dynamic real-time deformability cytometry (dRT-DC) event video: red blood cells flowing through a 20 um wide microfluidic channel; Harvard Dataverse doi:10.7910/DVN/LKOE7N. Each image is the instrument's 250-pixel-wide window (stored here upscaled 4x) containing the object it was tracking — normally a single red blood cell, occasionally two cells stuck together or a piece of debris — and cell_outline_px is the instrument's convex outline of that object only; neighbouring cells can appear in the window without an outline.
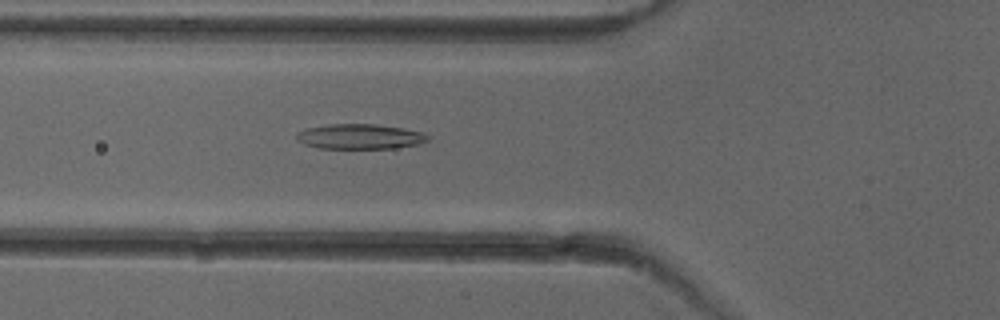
{"species": "common noctule bat (a hibernating species)", "species_latin": "Nyctalus noctula", "temperature_condition": "cold", "stored_images_in_passage": 52, "camera_frame_rate_fps": 3000, "um_per_image_px": 0.085, "animal": {"sex": "female"}, "frame": {"image": 1, "passage_image": 19, "time_ms": 6.0, "image_size_px": [1000, 320], "cell_outline_px": [[428, 140], [416, 144], [396, 148], [320, 148], [304, 144], [296, 140], [296, 132], [308, 128], [328, 124], [376, 124], [404, 128], [424, 132], [428, 136]], "centroid_in_image_um": [30.57, 11.6], "position_along_channel_um": 95.2, "area_um2": 19.13}}
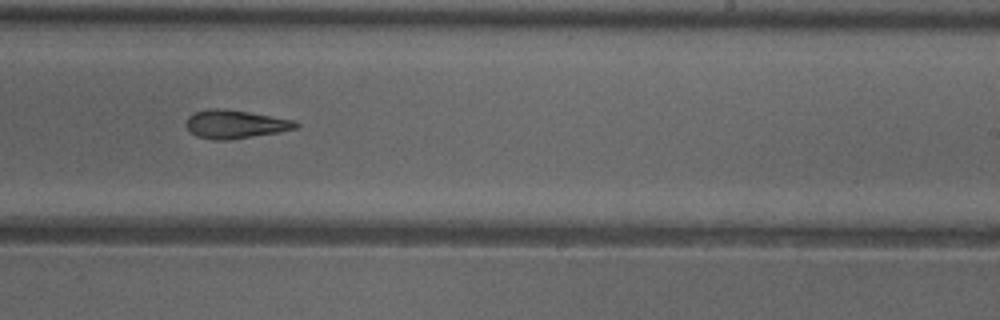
{"frame": {"image": 2, "passage_image": 32, "time_ms": 10.333, "image_size_px": [1000, 320], "cell_outline_px": [[300, 124], [296, 128], [280, 132], [224, 140], [212, 140], [196, 136], [184, 124], [188, 116], [196, 112], [208, 108], [216, 108], [248, 112], [292, 120]], "centroid_in_image_um": [19.95, 10.56], "position_along_channel_um": 269.0, "area_um2": 17.86}}
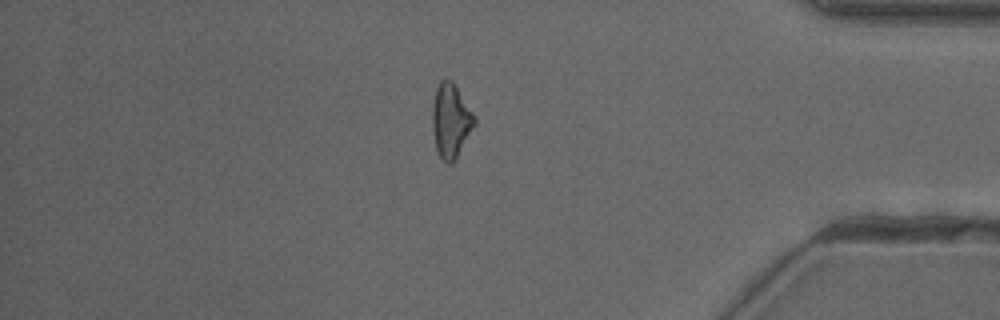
{"frame": {"image": 3, "passage_image": 44, "time_ms": 14.333, "image_size_px": [1000, 320], "cell_outline_px": [[476, 124], [452, 164], [448, 164], [440, 156], [436, 148], [432, 128], [432, 104], [436, 88], [440, 80], [452, 80], [472, 112], [476, 120]], "centroid_in_image_um": [38.3, 10.25], "position_along_channel_um": 396.9, "area_um2": 17.98}, "authors_computed_cell_mechanics": {"area_um2": 18.6116, "velocity_mm_per_s": 4.0046, "shape_relaxation_time_tau1_ms": null, "shape_relaxation_time_tau2_ms": 6.5568, "deformation_change_tau1": null, "deformation_change_tau2": 0.1938}}